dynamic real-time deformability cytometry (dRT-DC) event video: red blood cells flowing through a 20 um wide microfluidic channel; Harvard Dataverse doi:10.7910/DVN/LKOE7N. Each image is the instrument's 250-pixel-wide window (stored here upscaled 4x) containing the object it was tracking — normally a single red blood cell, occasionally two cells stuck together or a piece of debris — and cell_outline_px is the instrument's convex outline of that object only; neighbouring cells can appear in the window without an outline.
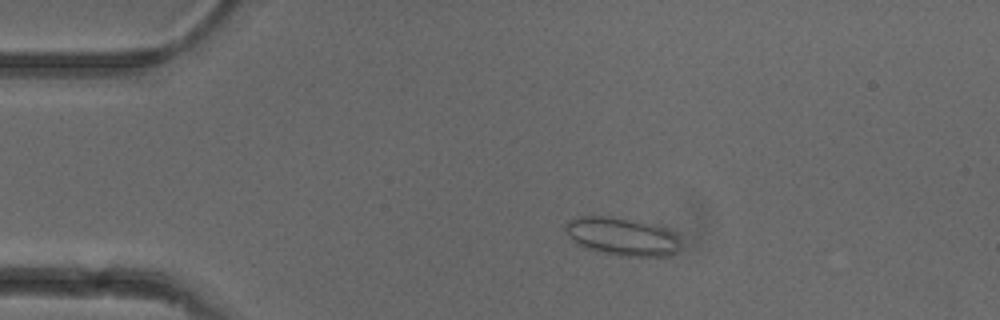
{"species": "common noctule bat (a hibernating species)", "species_latin": "Nyctalus noctula", "temperature_condition": "cold", "stored_images_in_passage": 53, "camera_frame_rate_fps": 3000, "um_per_image_px": 0.085, "animal": {"sex": "female"}, "frame": {"image": 1, "passage_image": 11, "time_ms": 3.333, "image_size_px": [1000, 320], "cell_outline_px": [[676, 252], [668, 256], [620, 256], [600, 252], [584, 248], [568, 236], [564, 228], [564, 224], [568, 220], [576, 216], [608, 216], [632, 220], [664, 228], [672, 232], [676, 240]], "centroid_in_image_um": [52.75, 20.1], "position_along_channel_um": 32.2, "area_um2": 25.09}}
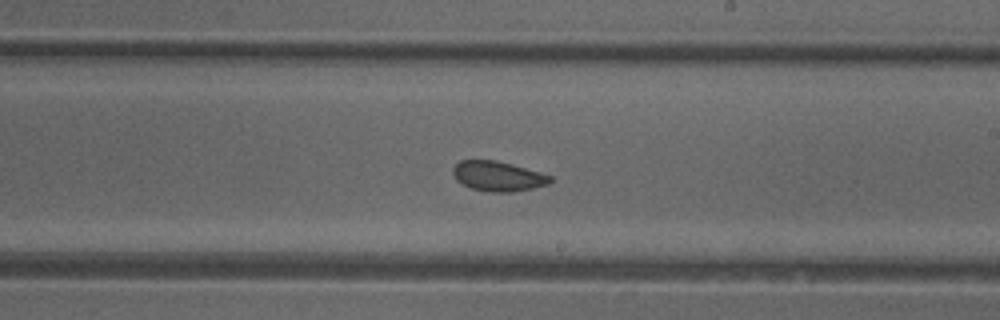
{"frame": {"image": 2, "passage_image": 31, "time_ms": 10.0, "image_size_px": [1000, 320], "cell_outline_px": [[552, 180], [548, 184], [532, 188], [512, 192], [488, 192], [472, 188], [456, 180], [452, 172], [452, 168], [460, 160], [496, 160], [512, 164], [540, 172], [552, 176]], "centroid_in_image_um": [42.32, 14.97], "position_along_channel_um": 246.7, "area_um2": 16.94}}
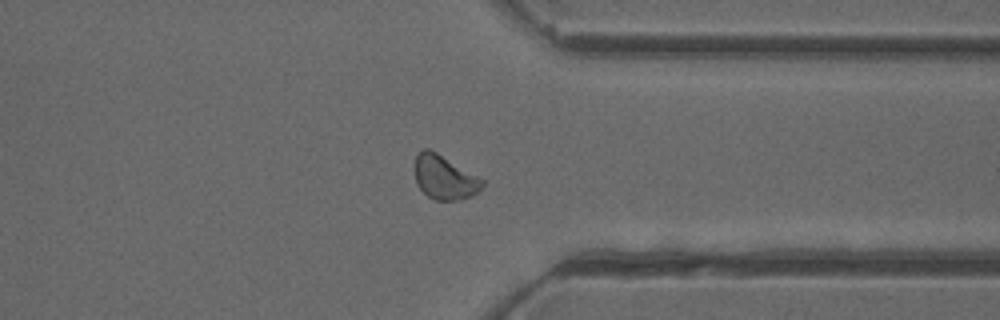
{"frame": {"image": 3, "passage_image": 41, "time_ms": 13.333, "image_size_px": [1000, 320], "cell_outline_px": [[484, 184], [472, 196], [460, 200], [436, 200], [428, 196], [416, 184], [416, 156], [424, 148], [428, 148], [436, 152], [484, 180]], "centroid_in_image_um": [37.78, 15.09], "position_along_channel_um": 373.6, "area_um2": 16.94}, "authors_computed_cell_mechanics": {"area_um2": 17.7446, "velocity_mm_per_s": 3.9155, "shape_relaxation_time_tau1_ms": null, "shape_relaxation_time_tau2_ms": 1.5948, "deformation_change_tau1": null, "deformation_change_tau2": 0.0657}}